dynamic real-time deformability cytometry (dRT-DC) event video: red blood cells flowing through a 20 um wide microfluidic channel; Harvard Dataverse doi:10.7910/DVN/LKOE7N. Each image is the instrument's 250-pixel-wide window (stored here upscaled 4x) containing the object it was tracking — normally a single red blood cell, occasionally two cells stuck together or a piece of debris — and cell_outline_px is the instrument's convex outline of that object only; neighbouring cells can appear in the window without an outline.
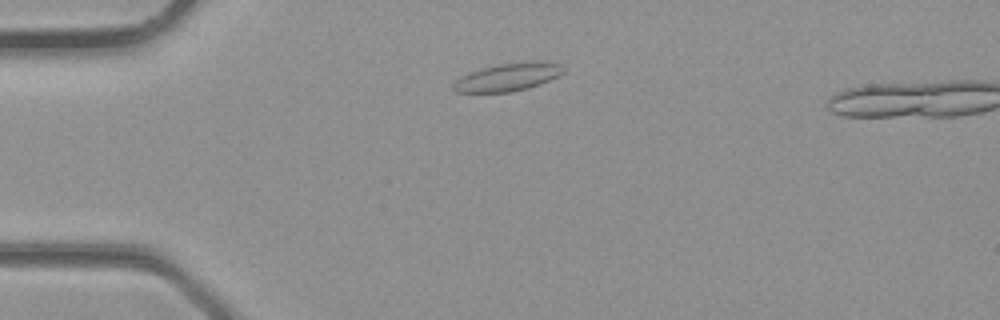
{"species": "common noctule bat (a hibernating species)", "species_latin": "Nyctalus noctula", "temperature_condition": "room temperature", "stored_images_in_passage": 2, "camera_frame_rate_fps": 3000, "um_per_image_px": 0.085, "animal": {"sex": "male", "body_mass_g": 23.1, "forearm_length_mm": 52.7}, "frame": {"image": 1, "passage_image": 1, "time_ms": 0.0, "image_size_px": [1000, 320], "cell_outline_px": [[564, 72], [560, 76], [540, 84], [528, 88], [508, 92], [456, 92], [452, 88], [452, 84], [460, 76], [468, 72], [496, 64], [528, 60], [536, 60], [560, 64], [564, 68]], "centroid_in_image_um": [43.18, 6.53], "position_along_channel_um": 41.8, "area_um2": 18.21}}